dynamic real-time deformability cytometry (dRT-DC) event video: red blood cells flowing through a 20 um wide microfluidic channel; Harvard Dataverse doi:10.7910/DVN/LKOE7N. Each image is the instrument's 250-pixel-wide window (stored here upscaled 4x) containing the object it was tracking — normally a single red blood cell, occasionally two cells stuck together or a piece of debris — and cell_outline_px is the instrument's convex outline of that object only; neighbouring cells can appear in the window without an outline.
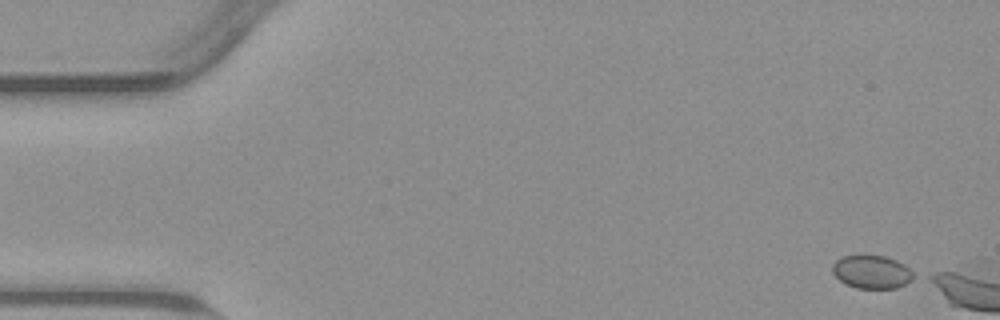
{"species": "common noctule bat (a hibernating species)", "species_latin": "Nyctalus noctula", "temperature_condition": "warm", "stored_images_in_passage": 4, "camera_frame_rate_fps": 3000, "um_per_image_px": 0.085, "animal": {"sex": "male", "body_mass_g": 23.1, "forearm_length_mm": 52.7}, "frame": {"image": 1, "passage_image": 1, "time_ms": 0.0, "image_size_px": [1000, 320], "cell_outline_px": [[920, 276], [896, 288], [856, 288], [840, 280], [832, 272], [832, 264], [836, 260], [844, 256], [884, 256], [896, 260], [904, 264]], "centroid_in_image_um": [74.16, 23.12], "position_along_channel_um": 10.8, "area_um2": 15.72}}